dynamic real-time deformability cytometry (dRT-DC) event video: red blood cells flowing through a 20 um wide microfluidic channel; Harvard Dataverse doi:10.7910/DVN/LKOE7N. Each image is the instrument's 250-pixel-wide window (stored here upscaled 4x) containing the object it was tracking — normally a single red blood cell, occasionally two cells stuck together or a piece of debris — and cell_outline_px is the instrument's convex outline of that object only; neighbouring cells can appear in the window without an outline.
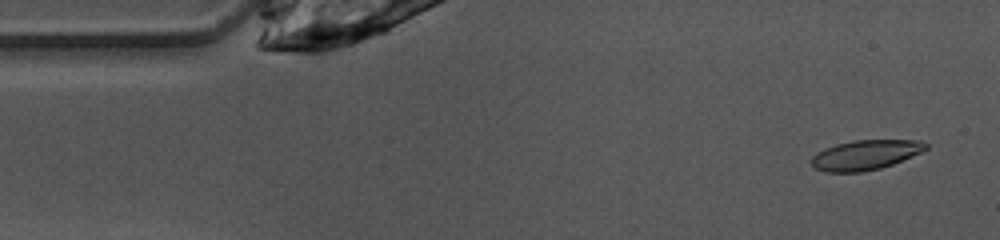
{"species": "common noctule bat (a hibernating species)", "species_latin": "Nyctalus noctula", "temperature_condition": "warm", "stored_images_in_passage": 47, "camera_frame_rate_fps": 3000, "um_per_image_px": 0.085, "animal": {"sex": "female", "body_mass_g": 10.0, "forearm_length_mm": 53.1}, "frame": {"image": 1, "passage_image": 2, "time_ms": 0.333, "image_size_px": [1000, 240], "cell_outline_px": [[928, 148], [920, 152], [892, 164], [880, 168], [860, 172], [824, 172], [816, 168], [812, 164], [812, 156], [816, 152], [824, 148], [836, 144], [852, 140], [920, 140], [928, 144]], "centroid_in_image_um": [73.53, 13.16], "position_along_channel_um": 11.5, "area_um2": 19.77}}
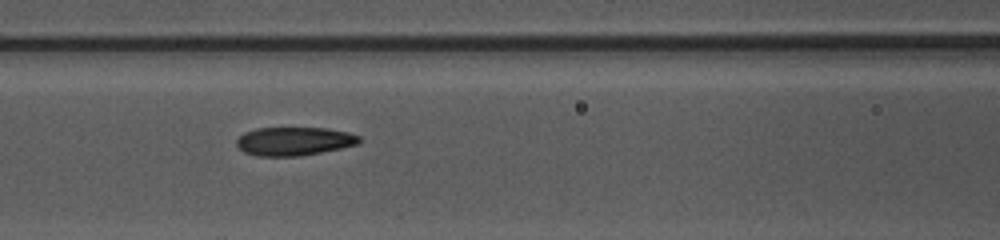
{"frame": {"image": 2, "passage_image": 18, "time_ms": 5.667, "image_size_px": [1000, 240], "cell_outline_px": [[360, 144], [300, 156], [256, 156], [244, 152], [236, 144], [236, 140], [244, 132], [256, 128], [328, 128], [348, 132], [360, 136]], "centroid_in_image_um": [25.0, 12.0], "position_along_channel_um": 141.6, "area_um2": 20.4}}
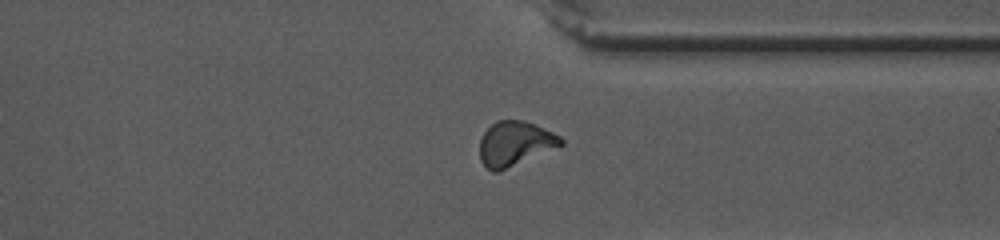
{"frame": {"image": 3, "passage_image": 35, "time_ms": 11.333, "image_size_px": [1000, 240], "cell_outline_px": [[564, 144], [496, 172], [492, 172], [480, 160], [480, 140], [484, 132], [496, 120], [524, 120], [536, 124], [560, 136], [564, 140]], "centroid_in_image_um": [43.76, 12.17], "position_along_channel_um": 367.6, "area_um2": 20.75}, "authors_computed_cell_mechanics": {"area_um2": 20.4612, "velocity_mm_per_s": 4.0278, "shape_relaxation_time_tau1_ms": 3.9064, "shape_relaxation_time_tau2_ms": 2.0004, "deformation_change_tau1": 0.1708, "deformation_change_tau2": 0.0999}}